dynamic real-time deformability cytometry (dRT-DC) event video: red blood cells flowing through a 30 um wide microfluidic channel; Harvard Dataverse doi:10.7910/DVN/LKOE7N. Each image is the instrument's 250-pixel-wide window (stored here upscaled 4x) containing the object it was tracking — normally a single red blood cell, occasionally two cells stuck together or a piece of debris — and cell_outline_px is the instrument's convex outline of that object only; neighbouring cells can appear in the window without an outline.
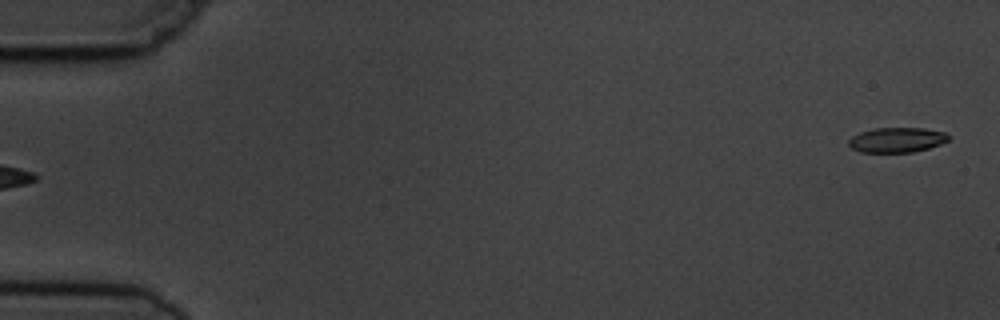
{"species": "common noctule bat (a hibernating species)", "species_latin": "Nyctalus noctula", "temperature_condition": "cold", "stored_images_in_passage": 5, "segment_of_instrument_passage": [2, 2], "camera_frame_rate_fps": 3000, "um_per_image_px": 0.085, "animal": {"sex": "male", "body_mass_g": 19.5, "forearm_length_mm": 54.6}, "frame": {"image": 1, "passage_image": 5, "time_ms": 5.333, "image_size_px": [1000, 320], "cell_outline_px": [[948, 140], [940, 144], [928, 148], [912, 152], [860, 152], [852, 148], [848, 144], [848, 140], [852, 136], [860, 132], [876, 128], [924, 128], [944, 132], [948, 136]], "centroid_in_image_um": [76.2, 11.89], "position_along_channel_um": 8.8, "area_um2": 14.39}}